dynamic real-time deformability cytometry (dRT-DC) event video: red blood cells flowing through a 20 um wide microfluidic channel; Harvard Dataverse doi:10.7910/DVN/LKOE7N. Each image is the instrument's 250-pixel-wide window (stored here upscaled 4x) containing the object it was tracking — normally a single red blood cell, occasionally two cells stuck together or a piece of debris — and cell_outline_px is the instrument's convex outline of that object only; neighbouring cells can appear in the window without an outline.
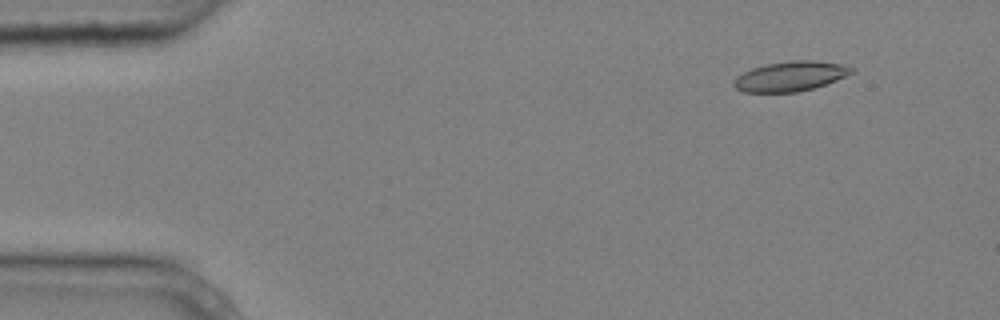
{"species": "common noctule bat (a hibernating species)", "species_latin": "Nyctalus noctula", "temperature_condition": "cold", "stored_images_in_passage": 5, "camera_frame_rate_fps": 3000, "um_per_image_px": 0.085, "animal": {"sex": "male", "body_mass_g": 20.4}, "frame": {"image": 1, "passage_image": 2, "time_ms": 0.333, "image_size_px": [1000, 320], "cell_outline_px": [[856, 72], [836, 80], [812, 88], [796, 92], [744, 92], [736, 88], [732, 84], [736, 76], [752, 68], [768, 64], [792, 60], [812, 60], [840, 64], [856, 68]], "centroid_in_image_um": [67.2, 6.48], "position_along_channel_um": 17.8, "area_um2": 20.35}}
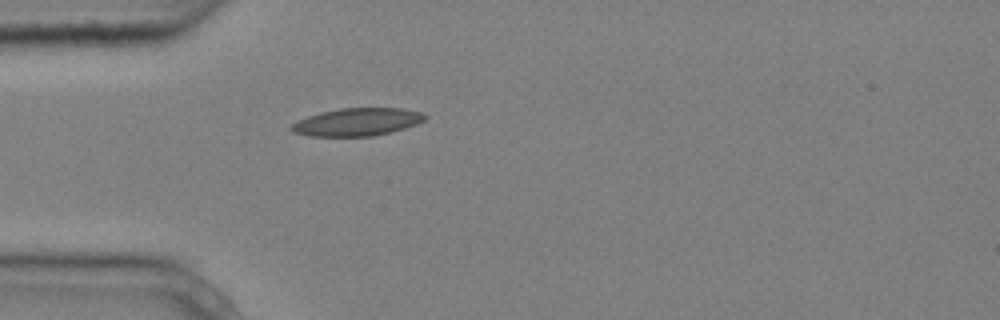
{"frame": {"image": 2, "passage_image": 5, "time_ms": 1.333, "image_size_px": [1000, 320], "cell_outline_px": [[428, 116], [424, 120], [416, 124], [392, 132], [372, 136], [308, 136], [292, 132], [288, 128], [296, 120], [320, 112], [340, 108], [400, 108], [424, 112]], "centroid_in_image_um": [30.34, 10.36], "position_along_channel_um": 54.7, "area_um2": 21.79}}